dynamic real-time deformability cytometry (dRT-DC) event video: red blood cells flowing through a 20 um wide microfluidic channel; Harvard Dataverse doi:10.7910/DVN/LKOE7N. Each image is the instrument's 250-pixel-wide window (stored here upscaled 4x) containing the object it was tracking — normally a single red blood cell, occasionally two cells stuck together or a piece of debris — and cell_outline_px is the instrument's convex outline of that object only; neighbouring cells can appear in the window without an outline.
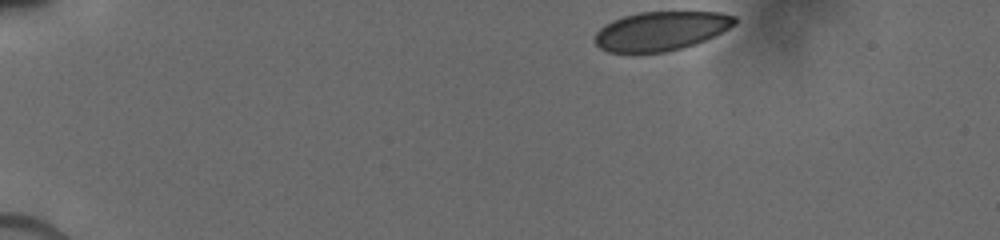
{"species": "human", "species_latin": "Homo sapiens", "temperature_condition": "cold", "stored_images_in_passage": 6, "camera_frame_rate_fps": 3000, "um_per_image_px": 0.085, "donor": {"sex": "male"}, "frame": {"image": 1, "passage_image": 1, "time_ms": 0.0, "image_size_px": [1000, 240], "cell_outline_px": [[736, 24], [696, 44], [684, 48], [664, 52], [608, 52], [600, 48], [592, 40], [596, 32], [604, 24], [612, 20], [624, 16], [640, 12], [720, 12], [736, 16]], "centroid_in_image_um": [56.14, 2.63], "position_along_channel_um": 28.9, "area_um2": 31.85}}
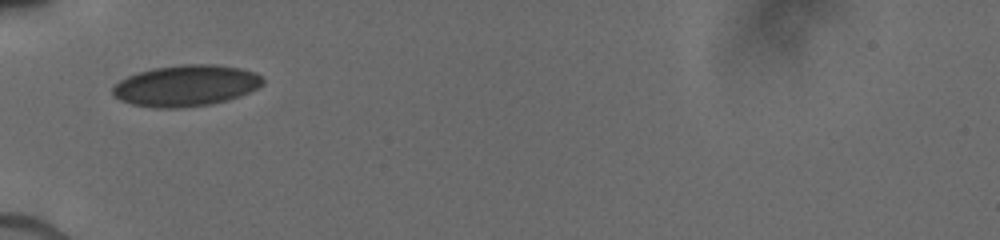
{"frame": {"image": 2, "passage_image": 5, "time_ms": 3.333, "image_size_px": [1000, 240], "cell_outline_px": [[264, 84], [240, 96], [228, 100], [208, 104], [180, 108], [156, 108], [132, 104], [120, 100], [112, 96], [112, 88], [120, 80], [136, 72], [152, 68], [180, 64], [216, 64], [240, 68], [256, 72], [264, 80]], "centroid_in_image_um": [15.79, 7.27], "position_along_channel_um": 69.2, "area_um2": 36.24}}